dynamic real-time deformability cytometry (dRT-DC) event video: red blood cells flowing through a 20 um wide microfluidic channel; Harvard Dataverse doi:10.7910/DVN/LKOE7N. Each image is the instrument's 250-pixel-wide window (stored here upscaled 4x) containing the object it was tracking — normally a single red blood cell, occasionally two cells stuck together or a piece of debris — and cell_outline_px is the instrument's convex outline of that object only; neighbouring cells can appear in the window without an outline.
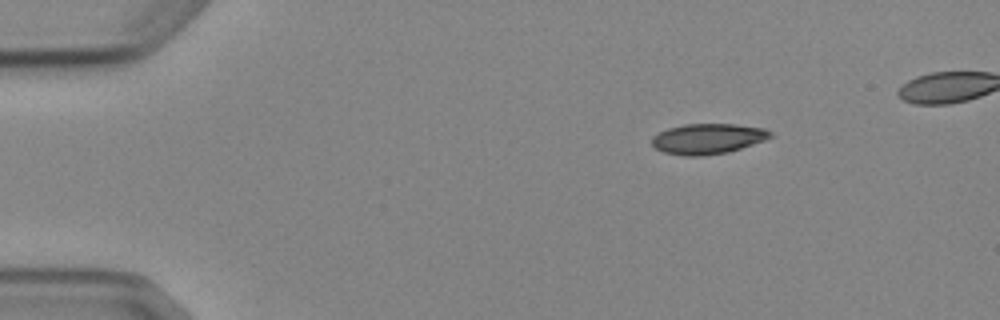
{"species": "Egyptian fruit bat (a non-hibernating species)", "species_latin": "Rousettus aegyptiacus", "temperature_condition": "cold", "stored_images_in_passage": 4, "camera_frame_rate_fps": 3000, "um_per_image_px": 0.085, "animal": {"sex": "female"}, "frame": {"image": 1, "passage_image": 1, "time_ms": 0.0, "image_size_px": [1000, 320], "cell_outline_px": [[776, 136], [728, 152], [704, 156], [684, 156], [664, 152], [656, 148], [652, 144], [652, 136], [668, 128], [684, 124], [736, 124], [764, 128], [772, 132]], "centroid_in_image_um": [60.18, 11.79], "position_along_channel_um": 24.8, "area_um2": 21.04}}